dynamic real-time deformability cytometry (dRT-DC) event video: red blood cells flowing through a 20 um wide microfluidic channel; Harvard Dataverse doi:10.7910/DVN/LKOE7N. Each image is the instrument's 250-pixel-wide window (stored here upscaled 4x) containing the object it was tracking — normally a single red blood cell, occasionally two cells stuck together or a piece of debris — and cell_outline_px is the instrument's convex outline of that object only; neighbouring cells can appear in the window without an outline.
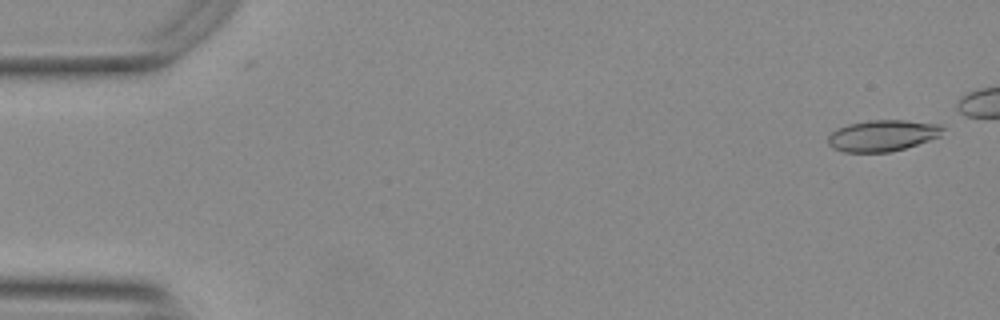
{"species": "Egyptian fruit bat (a non-hibernating species)", "species_latin": "Rousettus aegyptiacus", "temperature_condition": "warm", "stored_images_in_passage": 2, "camera_frame_rate_fps": 3000, "um_per_image_px": 0.085, "animal": {"sex": "female"}, "frame": {"image": 1, "passage_image": 1, "time_ms": 0.0, "image_size_px": [1000, 320], "cell_outline_px": [[944, 128], [940, 136], [904, 148], [888, 152], [844, 152], [832, 148], [828, 144], [828, 136], [832, 132], [840, 128], [852, 124], [868, 120], [904, 120], [936, 124]], "centroid_in_image_um": [74.99, 11.53], "position_along_channel_um": 10.0, "area_um2": 20.52}}